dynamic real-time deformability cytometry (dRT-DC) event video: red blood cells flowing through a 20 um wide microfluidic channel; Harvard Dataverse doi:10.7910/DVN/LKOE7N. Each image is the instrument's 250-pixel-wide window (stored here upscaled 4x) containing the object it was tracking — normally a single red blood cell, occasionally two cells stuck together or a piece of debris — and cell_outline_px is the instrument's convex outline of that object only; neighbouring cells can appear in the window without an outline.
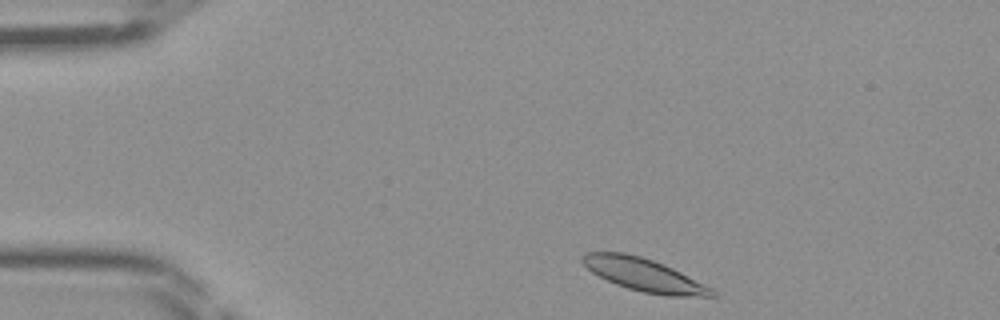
{"species": "Egyptian fruit bat (a non-hibernating species)", "species_latin": "Rousettus aegyptiacus", "temperature_condition": "room temperature", "stored_images_in_passage": 39, "camera_frame_rate_fps": 3000, "um_per_image_px": 0.085, "frame": {"image": 1, "passage_image": 1, "time_ms": 0.0, "image_size_px": [1000, 320], "cell_outline_px": [[720, 296], [668, 296], [644, 292], [628, 288], [616, 284], [592, 272], [580, 260], [580, 256], [584, 252], [624, 252], [640, 256], [664, 264], [712, 288]], "centroid_in_image_um": [54.73, 23.35], "position_along_channel_um": 30.3, "area_um2": 24.57}}
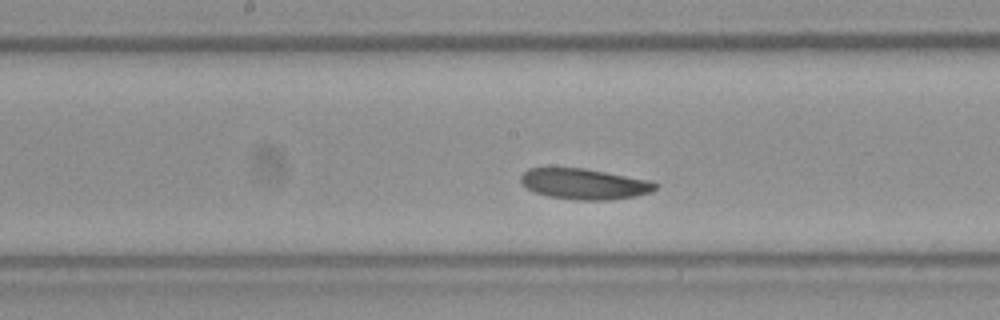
{"frame": {"image": 2, "passage_image": 17, "time_ms": 5.333, "image_size_px": [1000, 320], "cell_outline_px": [[660, 184], [652, 192], [636, 196], [608, 200], [576, 200], [548, 196], [536, 192], [528, 188], [520, 180], [520, 176], [528, 168], [584, 168], [648, 180]], "centroid_in_image_um": [49.69, 15.64], "position_along_channel_um": 198.5, "area_um2": 23.93}}
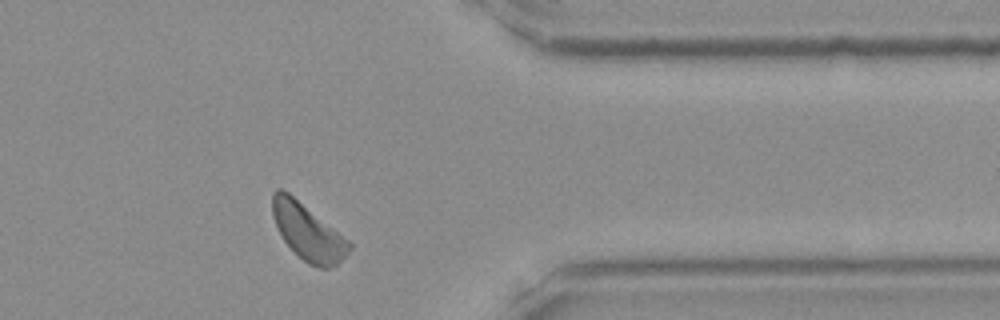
{"frame": {"image": 3, "passage_image": 31, "time_ms": 10.0, "image_size_px": [1000, 320], "cell_outline_px": [[352, 248], [336, 264], [328, 268], [320, 268], [308, 264], [284, 240], [276, 228], [272, 216], [272, 192], [276, 188], [280, 188], [288, 192], [348, 240], [352, 244]], "centroid_in_image_um": [26.13, 19.7], "position_along_channel_um": 385.3, "area_um2": 24.62}}